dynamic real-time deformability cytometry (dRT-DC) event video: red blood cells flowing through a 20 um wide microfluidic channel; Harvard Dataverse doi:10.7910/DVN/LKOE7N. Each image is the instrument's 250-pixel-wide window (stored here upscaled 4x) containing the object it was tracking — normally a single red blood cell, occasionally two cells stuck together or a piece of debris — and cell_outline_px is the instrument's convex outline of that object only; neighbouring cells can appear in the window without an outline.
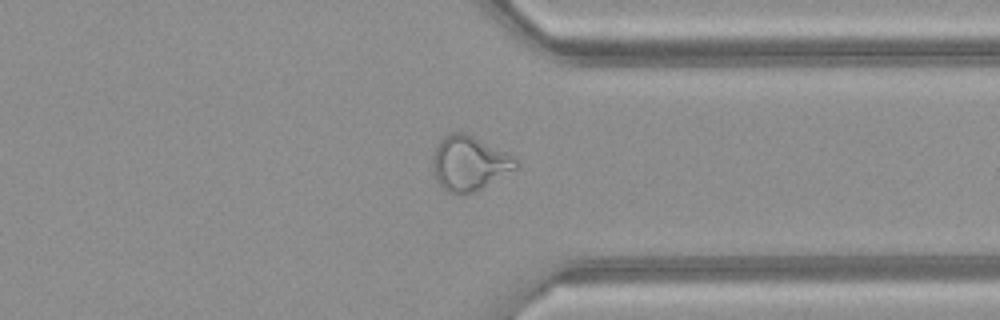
{"species": "common noctule bat (a hibernating species)", "species_latin": "Nyctalus noctula", "temperature_condition": "warm", "stored_images_in_passage": 38, "camera_frame_rate_fps": 3000, "um_per_image_px": 0.085, "animal": {"sex": "female", "body_mass_g": 21.9}, "frame": {"image": 1, "passage_image": 27, "time_ms": 8.667, "image_size_px": [1000, 320], "cell_outline_px": [[520, 168], [472, 192], [448, 192], [436, 180], [432, 172], [432, 156], [440, 140], [448, 132], [464, 132], [516, 156], [520, 160]], "centroid_in_image_um": [39.93, 13.84], "position_along_channel_um": 371.5, "area_um2": 26.59}, "authors_computed_cell_mechanics": {"area_um2": 26.3857, "velocity_mm_per_s": 4.1857, "shape_relaxation_time_tau1_ms": null, "shape_relaxation_time_tau2_ms": 1.3947, "deformation_change_tau1": null, "deformation_change_tau2": 0.0952}}